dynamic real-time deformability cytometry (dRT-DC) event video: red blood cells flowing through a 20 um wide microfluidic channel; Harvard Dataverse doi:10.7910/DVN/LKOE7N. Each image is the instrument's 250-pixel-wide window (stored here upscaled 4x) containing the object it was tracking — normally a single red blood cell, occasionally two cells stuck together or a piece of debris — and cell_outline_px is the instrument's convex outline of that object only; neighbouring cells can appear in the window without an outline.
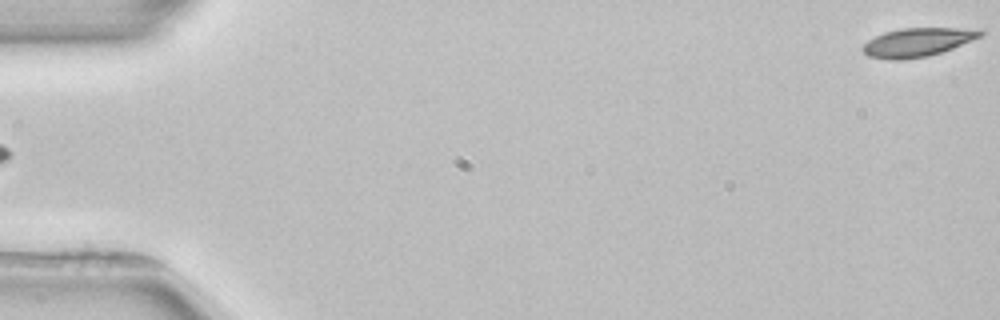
{"species": "common noctule bat (a hibernating species)", "species_latin": "Nyctalus noctula", "temperature_condition": "room temperature", "stored_images_in_passage": 4, "segment_of_instrument_passage": [2, 2], "camera_frame_rate_fps": 3000, "um_per_image_px": 0.085, "animal": {"sex": "female", "body_mass_g": 22.7, "forearm_length_mm": 54.2}, "frame": {"image": 1, "passage_image": 4, "time_ms": 5.333, "image_size_px": [1000, 320], "cell_outline_px": [[984, 32], [980, 36], [952, 48], [928, 56], [904, 60], [888, 60], [868, 56], [860, 48], [868, 40], [884, 32], [900, 28], [980, 28]], "centroid_in_image_um": [77.96, 3.59], "position_along_channel_um": 7.0, "area_um2": 19.65}}